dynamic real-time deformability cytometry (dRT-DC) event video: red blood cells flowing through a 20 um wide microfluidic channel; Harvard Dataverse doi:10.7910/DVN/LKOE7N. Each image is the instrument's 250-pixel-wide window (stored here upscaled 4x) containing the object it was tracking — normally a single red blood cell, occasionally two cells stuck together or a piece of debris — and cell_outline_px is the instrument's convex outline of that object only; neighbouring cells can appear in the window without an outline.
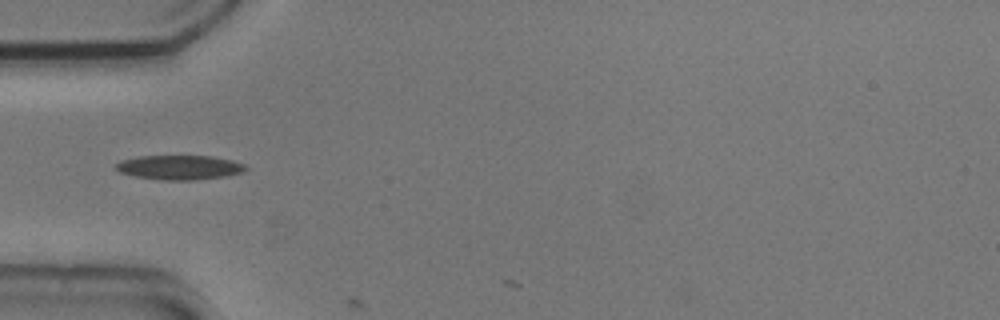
{"species": "common noctule bat (a hibernating species)", "species_latin": "Nyctalus noctula", "temperature_condition": "cold", "stored_images_in_passage": 2, "camera_frame_rate_fps": 3000, "um_per_image_px": 0.085, "animal": {"sex": "male", "body_mass_g": 20.5, "forearm_length_mm": 52.5}, "frame": {"image": 1, "passage_image": 1, "time_ms": 0.0, "image_size_px": [1000, 320], "cell_outline_px": [[248, 168], [244, 172], [224, 176], [192, 180], [164, 180], [136, 176], [120, 172], [116, 168], [116, 164], [120, 160], [140, 156], [212, 156], [232, 160], [244, 164]], "centroid_in_image_um": [15.28, 14.22], "position_along_channel_um": 69.7, "area_um2": 18.32}}